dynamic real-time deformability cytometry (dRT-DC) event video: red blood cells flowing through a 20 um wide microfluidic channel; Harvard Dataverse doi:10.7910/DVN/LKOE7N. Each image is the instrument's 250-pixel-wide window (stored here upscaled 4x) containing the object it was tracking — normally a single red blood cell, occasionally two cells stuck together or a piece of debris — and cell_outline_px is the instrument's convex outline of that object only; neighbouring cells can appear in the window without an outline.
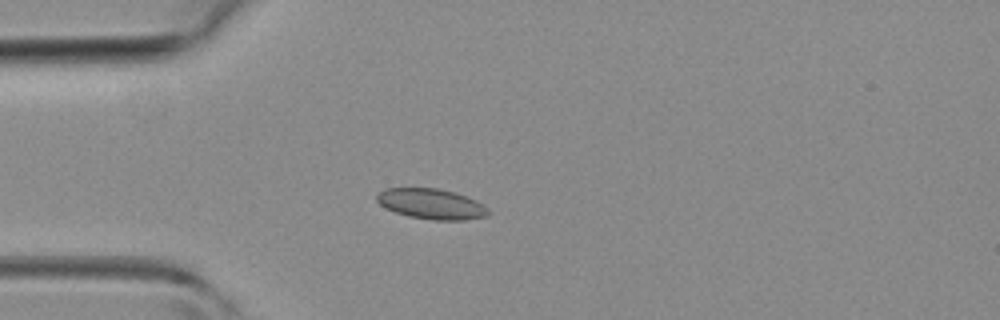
{"species": "common noctule bat (a hibernating species)", "species_latin": "Nyctalus noctula", "temperature_condition": "room temperature", "stored_images_in_passage": 29, "camera_frame_rate_fps": 3000, "um_per_image_px": 0.085, "animal": {"sex": "female", "body_mass_g": 19.3, "forearm_length_mm": 54.1}, "frame": {"image": 1, "passage_image": 5, "time_ms": 1.333, "image_size_px": [1000, 320], "cell_outline_px": [[488, 212], [484, 216], [464, 220], [432, 220], [408, 216], [396, 212], [380, 204], [376, 200], [376, 196], [384, 188], [436, 188], [456, 192], [476, 200], [488, 208]], "centroid_in_image_um": [36.66, 17.32], "position_along_channel_um": 48.3, "area_um2": 19.59}}
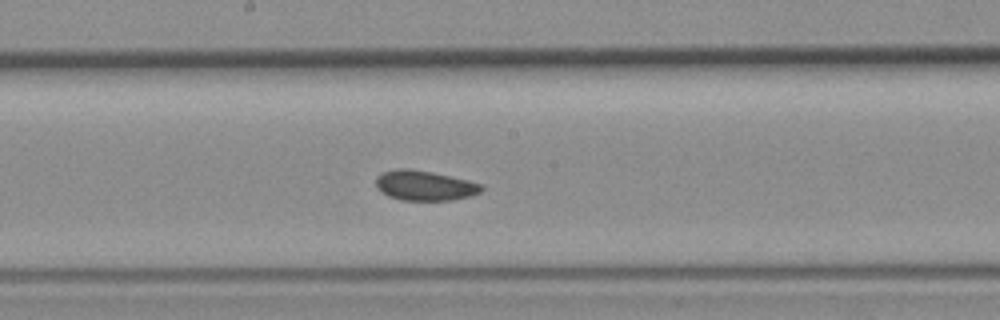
{"frame": {"image": 2, "passage_image": 16, "time_ms": 5.0, "image_size_px": [1000, 320], "cell_outline_px": [[484, 188], [480, 192], [472, 196], [452, 200], [400, 200], [388, 196], [380, 192], [376, 188], [376, 176], [380, 172], [396, 168], [408, 168], [432, 172], [468, 180], [484, 184]], "centroid_in_image_um": [36.07, 15.76], "position_along_channel_um": 212.1, "area_um2": 18.79}}
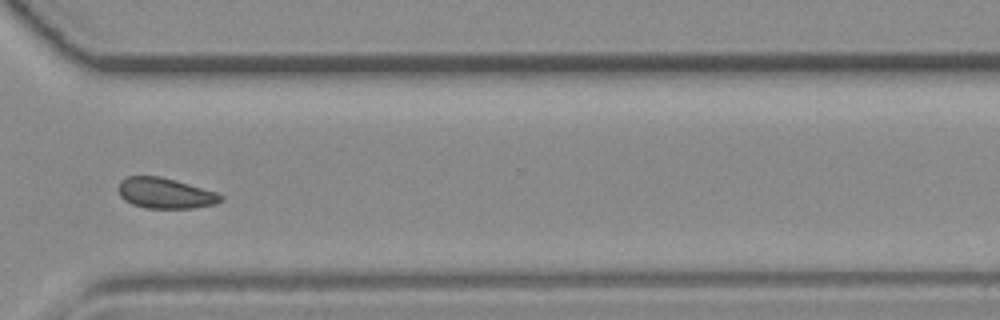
{"frame": {"image": 3, "passage_image": 25, "time_ms": 8.0, "image_size_px": [1000, 320], "cell_outline_px": [[224, 200], [216, 204], [192, 208], [144, 208], [132, 204], [124, 200], [120, 196], [116, 188], [120, 180], [128, 176], [160, 176], [176, 180], [216, 192], [224, 196]], "centroid_in_image_um": [14.02, 16.42], "position_along_channel_um": 356.6, "area_um2": 18.5}}